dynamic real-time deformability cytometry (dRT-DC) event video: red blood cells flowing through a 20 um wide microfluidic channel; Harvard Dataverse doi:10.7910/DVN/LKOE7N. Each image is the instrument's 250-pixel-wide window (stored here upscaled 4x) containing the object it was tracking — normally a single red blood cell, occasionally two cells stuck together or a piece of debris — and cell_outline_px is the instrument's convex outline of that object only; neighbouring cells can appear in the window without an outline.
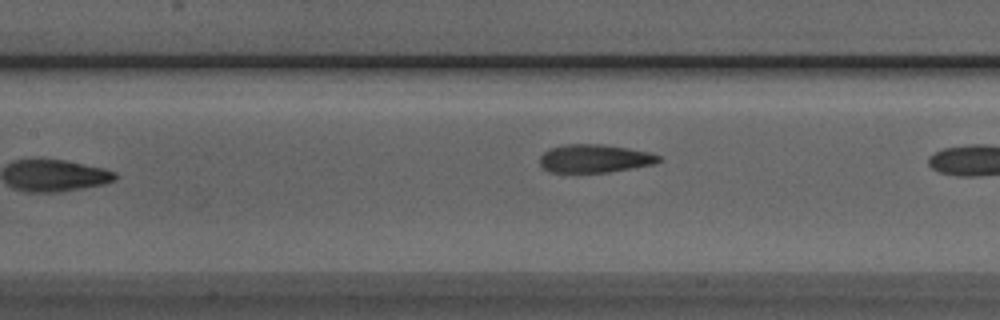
{"species": "Egyptian fruit bat (a non-hibernating species)", "species_latin": "Rousettus aegyptiacus", "temperature_condition": "room temperature", "stored_images_in_passage": 8, "camera_frame_rate_fps": 3000, "um_per_image_px": 0.085, "animal": {"sex": "male"}, "frame": {"image": 1, "passage_image": 5, "time_ms": 1.333, "image_size_px": [1000, 320], "cell_outline_px": [[664, 160], [652, 164], [632, 168], [608, 172], [548, 172], [540, 164], [540, 156], [544, 152], [552, 148], [564, 144], [600, 144], [628, 148], [648, 152], [660, 156]], "centroid_in_image_um": [50.54, 13.47], "position_along_channel_um": 156.9, "area_um2": 19.42}}
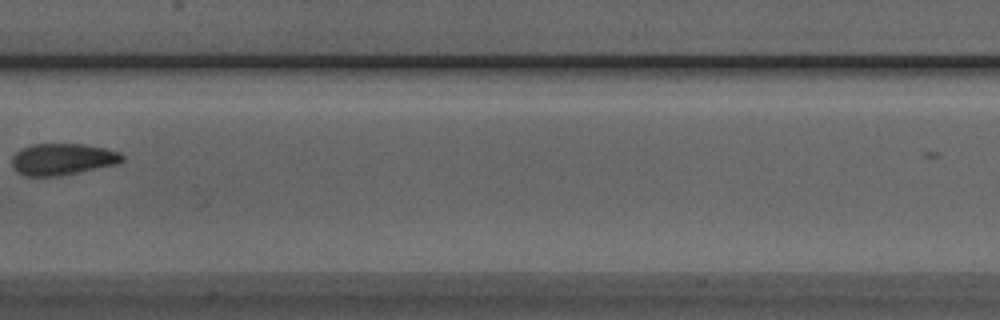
{"frame": {"image": 2, "passage_image": 6, "time_ms": 1.667, "image_size_px": [1000, 320], "cell_outline_px": [[124, 160], [116, 164], [60, 176], [24, 176], [16, 172], [12, 168], [12, 156], [20, 148], [32, 144], [84, 144], [104, 148], [120, 152], [124, 156]], "centroid_in_image_um": [5.27, 13.53], "position_along_channel_um": 202.1, "area_um2": 20.46}}
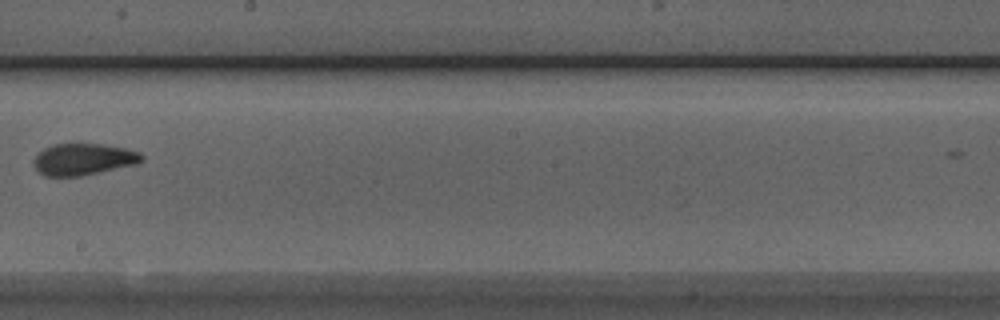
{"frame": {"image": 3, "passage_image": 7, "time_ms": 2.0, "image_size_px": [1000, 320], "cell_outline_px": [[144, 160], [136, 164], [100, 172], [80, 176], [44, 176], [36, 168], [32, 160], [44, 148], [52, 144], [104, 144], [128, 148], [140, 152], [144, 156]], "centroid_in_image_um": [7.12, 13.53], "position_along_channel_um": 241.1, "area_um2": 20.0}}